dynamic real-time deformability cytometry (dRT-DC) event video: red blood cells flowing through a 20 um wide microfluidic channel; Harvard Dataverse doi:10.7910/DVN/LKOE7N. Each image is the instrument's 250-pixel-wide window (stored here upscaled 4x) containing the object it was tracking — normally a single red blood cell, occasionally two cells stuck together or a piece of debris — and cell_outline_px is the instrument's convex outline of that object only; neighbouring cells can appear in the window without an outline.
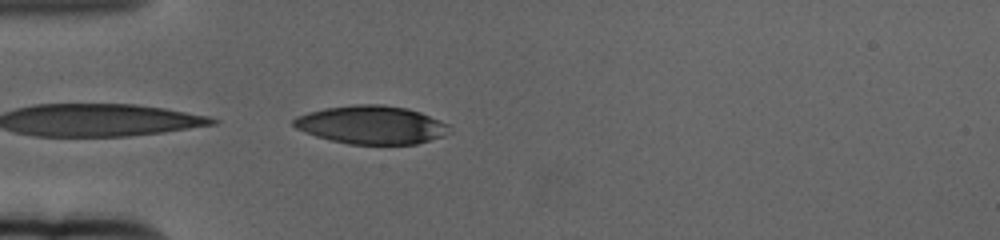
{"species": "human", "species_latin": "Homo sapiens", "temperature_condition": "cold", "stored_images_in_passage": 17, "camera_frame_rate_fps": 3000, "um_per_image_px": 0.085, "donor": {"sex": "female"}, "frame": {"image": 1, "passage_image": 1, "time_ms": 0.0, "image_size_px": [1000, 240], "cell_outline_px": [[452, 132], [444, 136], [416, 144], [348, 144], [316, 136], [304, 132], [296, 128], [292, 124], [292, 120], [296, 116], [308, 112], [324, 108], [356, 104], [380, 104], [408, 108], [420, 112], [452, 124]], "centroid_in_image_um": [31.63, 10.61], "position_along_channel_um": 53.4, "area_um2": 35.14}}
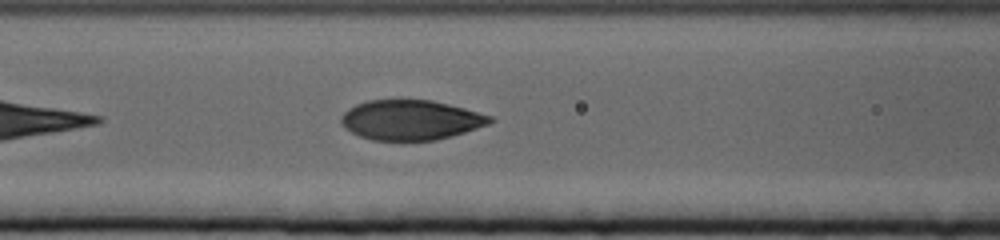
{"frame": {"image": 2, "passage_image": 9, "time_ms": 2.667, "image_size_px": [1000, 240], "cell_outline_px": [[496, 120], [488, 124], [464, 132], [436, 140], [372, 140], [360, 136], [344, 128], [340, 120], [340, 116], [348, 108], [356, 104], [368, 100], [432, 100], [464, 108], [492, 116]], "centroid_in_image_um": [34.89, 10.19], "position_along_channel_um": 131.7, "area_um2": 34.51}}
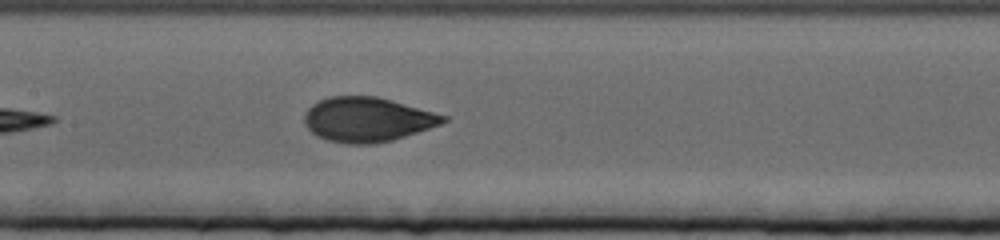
{"frame": {"image": 3, "passage_image": 13, "time_ms": 4.0, "image_size_px": [1000, 240], "cell_outline_px": [[448, 120], [440, 124], [392, 140], [376, 144], [344, 144], [328, 140], [316, 136], [304, 124], [304, 112], [312, 104], [328, 96], [376, 96], [392, 100], [448, 116]], "centroid_in_image_um": [31.18, 10.16], "position_along_channel_um": 176.2, "area_um2": 36.07}}